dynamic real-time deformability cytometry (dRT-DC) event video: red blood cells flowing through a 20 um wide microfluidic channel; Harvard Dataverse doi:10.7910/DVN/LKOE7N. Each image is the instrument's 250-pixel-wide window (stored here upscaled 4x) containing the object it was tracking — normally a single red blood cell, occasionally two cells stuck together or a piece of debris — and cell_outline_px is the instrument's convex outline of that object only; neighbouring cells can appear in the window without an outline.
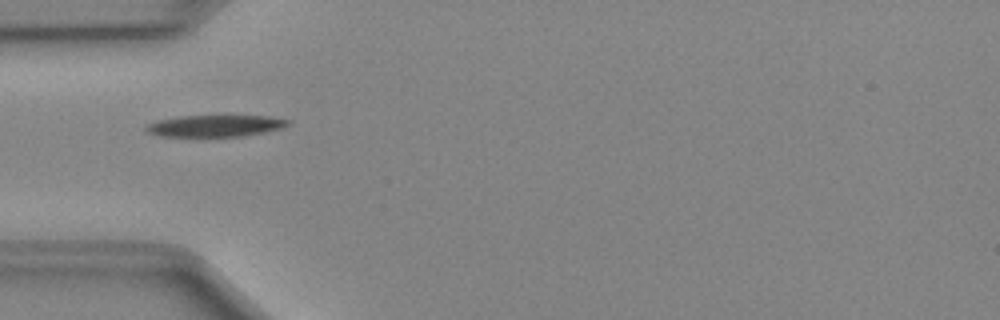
{"species": "Egyptian fruit bat (a non-hibernating species)", "species_latin": "Rousettus aegyptiacus", "temperature_condition": "cold", "stored_images_in_passage": 28, "camera_frame_rate_fps": 3000, "um_per_image_px": 0.085, "animal": {"sex": "female"}, "frame": {"image": 1, "passage_image": 1, "time_ms": 0.0, "image_size_px": [1000, 320], "cell_outline_px": [[292, 124], [284, 128], [244, 136], [160, 136], [148, 132], [144, 128], [144, 124], [156, 120], [180, 116], [268, 116], [292, 120]], "centroid_in_image_um": [18.31, 10.69], "position_along_channel_um": 66.7, "area_um2": 18.09}}
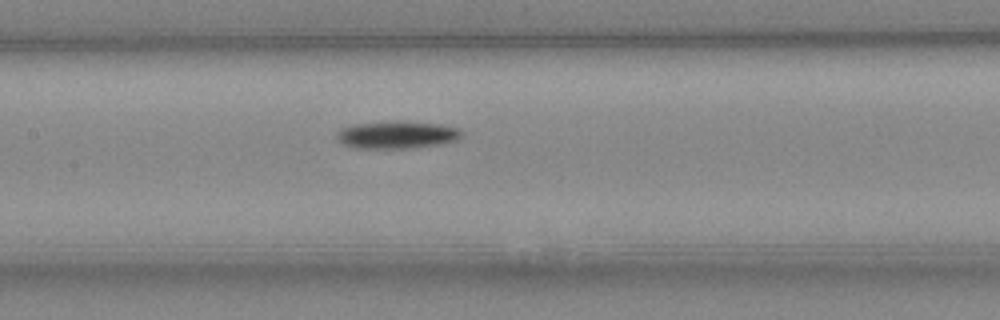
{"frame": {"image": 2, "passage_image": 9, "time_ms": 2.667, "image_size_px": [1000, 320], "cell_outline_px": [[464, 136], [456, 140], [440, 144], [412, 148], [352, 148], [336, 140], [336, 132], [340, 128], [352, 124], [396, 120], [440, 124], [460, 128], [464, 132]], "centroid_in_image_um": [33.73, 11.45], "position_along_channel_um": 173.7, "area_um2": 20.52}}
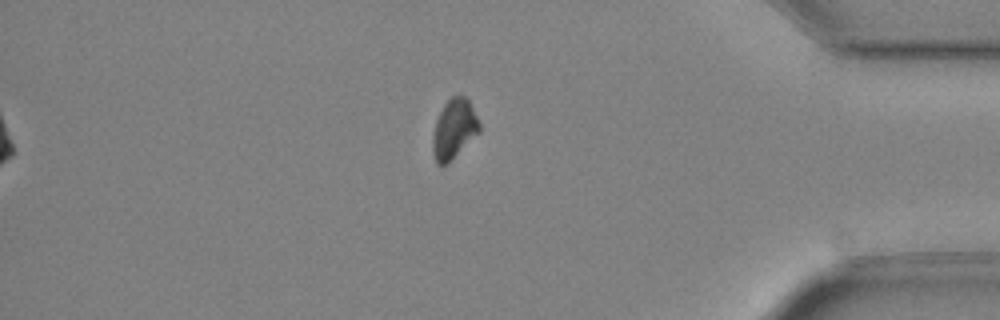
{"frame": {"image": 3, "passage_image": 28, "time_ms": 9.0, "image_size_px": [1000, 320], "cell_outline_px": [[480, 132], [444, 164], [436, 164], [432, 152], [432, 136], [436, 120], [444, 104], [452, 96], [464, 96], [468, 100], [480, 124]], "centroid_in_image_um": [38.57, 10.94], "position_along_channel_um": 396.6, "area_um2": 15.72}, "authors_computed_cell_mechanics": {"area_um2": 18.8139, "velocity_mm_per_s": 4.0291, "shape_relaxation_time_tau1_ms": 2.1651, "shape_relaxation_time_tau2_ms": null, "deformation_change_tau1": 0.0812, "deformation_change_tau2": null}}